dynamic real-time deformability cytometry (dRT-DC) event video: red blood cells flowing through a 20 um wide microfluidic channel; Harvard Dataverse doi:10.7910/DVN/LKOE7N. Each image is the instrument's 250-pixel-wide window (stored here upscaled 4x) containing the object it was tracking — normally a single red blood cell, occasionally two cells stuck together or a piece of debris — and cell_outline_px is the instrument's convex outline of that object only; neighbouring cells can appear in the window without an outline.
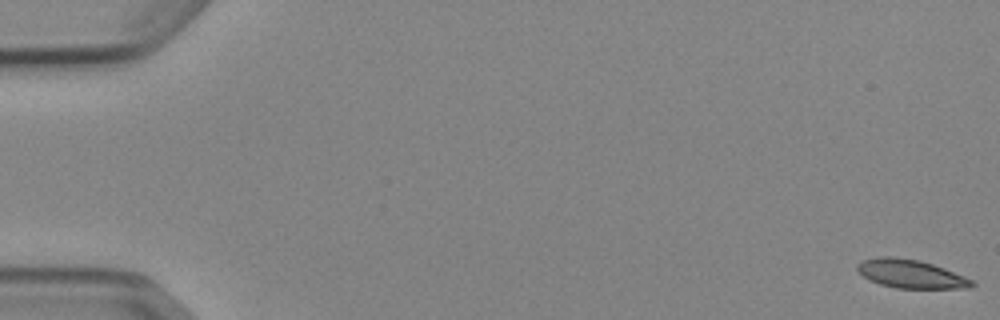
{"species": "Egyptian fruit bat (a non-hibernating species)", "species_latin": "Rousettus aegyptiacus", "temperature_condition": "cold", "stored_images_in_passage": 53, "camera_frame_rate_fps": 3000, "um_per_image_px": 0.085, "animal": {"sex": "female"}, "frame": {"image": 1, "passage_image": 1, "time_ms": 0.0, "image_size_px": [1000, 320], "cell_outline_px": [[976, 284], [972, 288], [896, 288], [880, 284], [868, 280], [856, 268], [856, 264], [864, 260], [880, 256], [888, 256], [920, 260], [944, 268], [964, 276], [972, 280]], "centroid_in_image_um": [77.42, 23.28], "position_along_channel_um": 7.6, "area_um2": 18.96}}
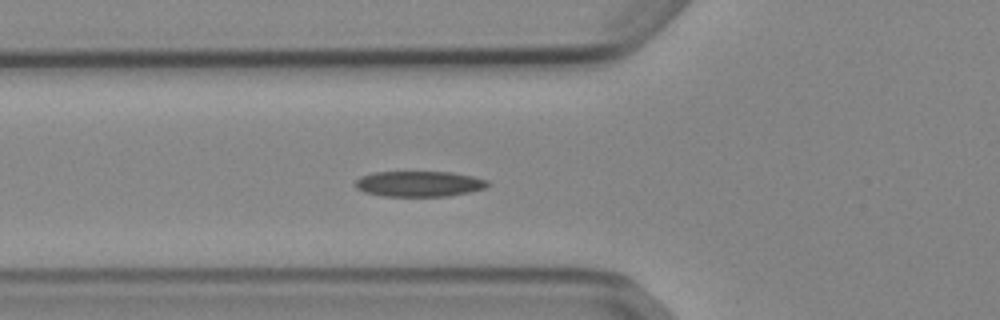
{"frame": {"image": 2, "passage_image": 20, "time_ms": 6.333, "image_size_px": [1000, 320], "cell_outline_px": [[492, 184], [484, 188], [468, 192], [448, 196], [384, 196], [364, 192], [356, 188], [352, 184], [360, 176], [376, 172], [452, 172], [472, 176], [488, 180]], "centroid_in_image_um": [35.61, 15.62], "position_along_channel_um": 90.2, "area_um2": 19.83}}
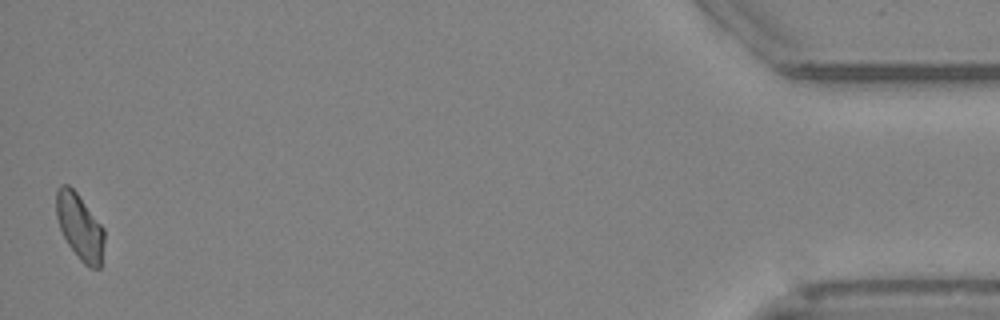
{"frame": {"image": 3, "passage_image": 53, "time_ms": 17.333, "image_size_px": [1000, 320], "cell_outline_px": [[104, 240], [100, 268], [92, 268], [84, 264], [80, 260], [68, 244], [60, 228], [56, 216], [56, 188], [60, 184], [68, 184], [76, 192], [104, 228]], "centroid_in_image_um": [6.76, 19.25], "position_along_channel_um": 428.4, "area_um2": 18.32}, "authors_computed_cell_mechanics": {"area_um2": 19.4208, "velocity_mm_per_s": 3.8541, "shape_relaxation_time_tau1_ms": 7.9881, "shape_relaxation_time_tau2_ms": 6.0953, "deformation_change_tau1": 0.1657, "deformation_change_tau2": 0.1435}}